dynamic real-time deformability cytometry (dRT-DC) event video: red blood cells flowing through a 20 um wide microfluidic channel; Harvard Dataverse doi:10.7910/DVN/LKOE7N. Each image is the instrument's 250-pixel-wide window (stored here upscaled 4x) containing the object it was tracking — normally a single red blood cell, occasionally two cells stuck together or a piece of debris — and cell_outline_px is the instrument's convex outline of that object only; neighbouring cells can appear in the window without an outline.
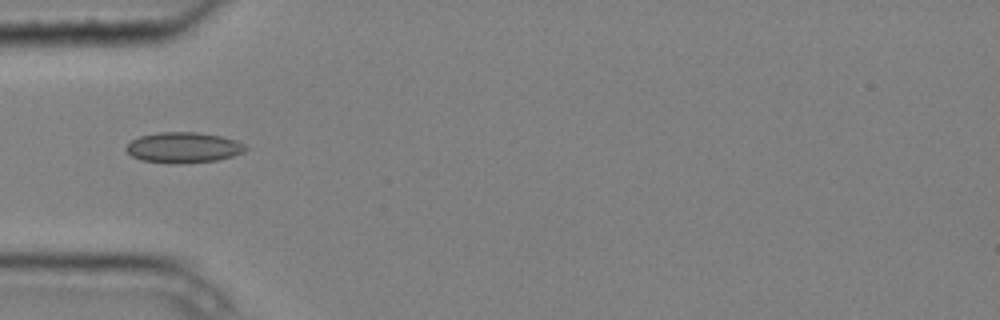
{"species": "common noctule bat (a hibernating species)", "species_latin": "Nyctalus noctula", "temperature_condition": "cold", "stored_images_in_passage": 7, "camera_frame_rate_fps": 3000, "um_per_image_px": 0.085, "animal": {"sex": "male", "body_mass_g": 20.4}, "frame": {"image": 1, "passage_image": 5, "time_ms": 1.333, "image_size_px": [1000, 320], "cell_outline_px": [[248, 148], [244, 152], [232, 156], [216, 160], [176, 164], [140, 160], [132, 156], [124, 148], [132, 140], [140, 136], [160, 132], [196, 132], [220, 136], [236, 140], [244, 144]], "centroid_in_image_um": [15.59, 12.54], "position_along_channel_um": 69.4, "area_um2": 21.21}}
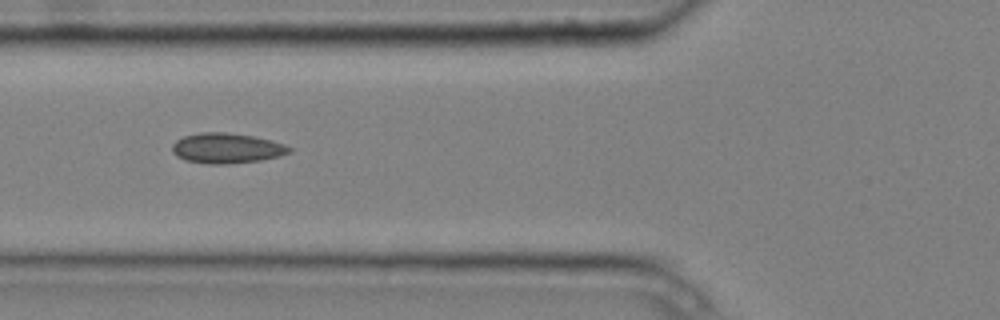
{"frame": {"image": 2, "passage_image": 6, "time_ms": 1.667, "image_size_px": [1000, 320], "cell_outline_px": [[292, 152], [280, 156], [260, 160], [228, 164], [208, 164], [184, 160], [176, 156], [172, 152], [172, 144], [176, 140], [184, 136], [200, 132], [224, 132], [252, 136], [272, 140], [284, 144], [292, 148]], "centroid_in_image_um": [19.26, 12.6], "position_along_channel_um": 106.5, "area_um2": 20.75}}
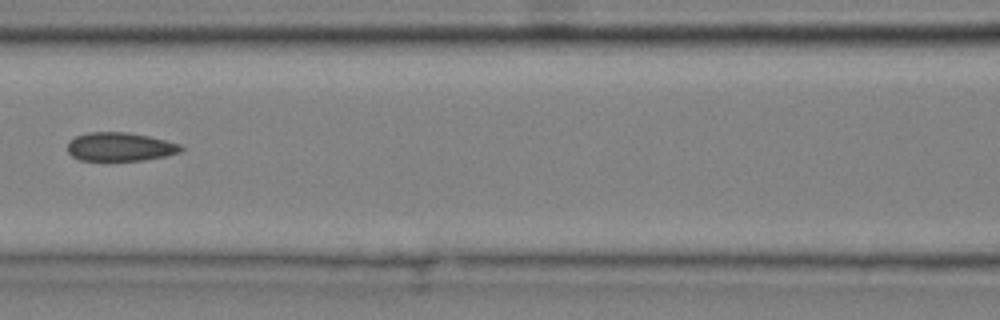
{"frame": {"image": 3, "passage_image": 7, "time_ms": 2.0, "image_size_px": [1000, 320], "cell_outline_px": [[184, 148], [180, 152], [168, 156], [144, 160], [80, 160], [72, 156], [68, 152], [68, 144], [76, 136], [88, 132], [124, 132], [148, 136], [180, 144]], "centroid_in_image_um": [10.23, 12.48], "position_along_channel_um": 156.4, "area_um2": 18.79}}